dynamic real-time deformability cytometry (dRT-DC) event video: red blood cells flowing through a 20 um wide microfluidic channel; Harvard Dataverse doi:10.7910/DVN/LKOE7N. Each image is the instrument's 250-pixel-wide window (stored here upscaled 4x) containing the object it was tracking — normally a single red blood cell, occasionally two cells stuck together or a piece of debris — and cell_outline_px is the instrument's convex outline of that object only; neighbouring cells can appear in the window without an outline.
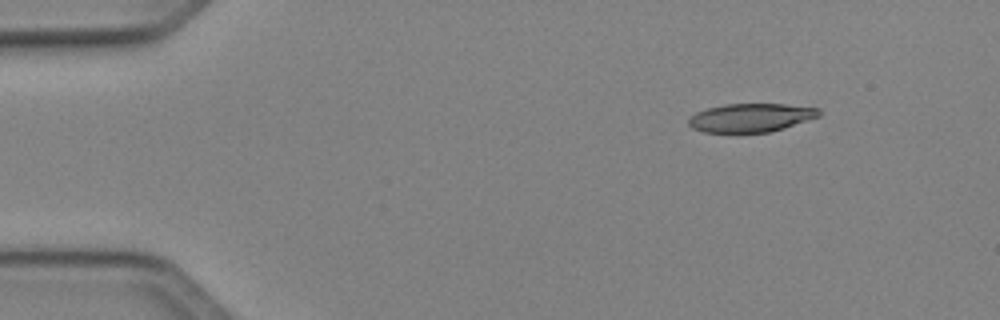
{"species": "Egyptian fruit bat (a non-hibernating species)", "species_latin": "Rousettus aegyptiacus", "temperature_condition": "cold", "stored_images_in_passage": 44, "camera_frame_rate_fps": 3000, "um_per_image_px": 0.085, "animal": {"sex": "female"}, "frame": {"image": 1, "passage_image": 1, "time_ms": 0.0, "image_size_px": [1000, 320], "cell_outline_px": [[820, 116], [768, 132], [704, 132], [692, 128], [688, 124], [688, 120], [696, 112], [708, 108], [724, 104], [784, 104], [820, 108]], "centroid_in_image_um": [63.8, 9.99], "position_along_channel_um": 21.2, "area_um2": 21.39}}
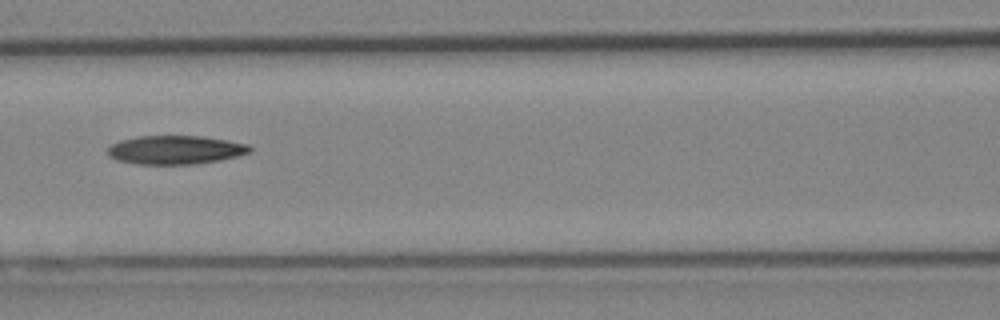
{"frame": {"image": 2, "passage_image": 17, "time_ms": 5.333, "image_size_px": [1000, 320], "cell_outline_px": [[252, 148], [248, 152], [236, 156], [220, 160], [196, 164], [140, 164], [116, 160], [108, 156], [108, 148], [112, 144], [120, 140], [140, 136], [204, 136], [248, 144]], "centroid_in_image_um": [14.89, 12.74], "position_along_channel_um": 151.7, "area_um2": 23.64}}
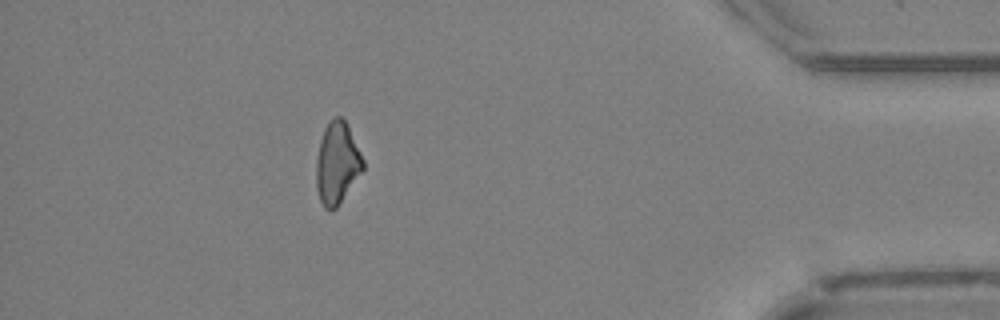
{"frame": {"image": 3, "passage_image": 39, "time_ms": 12.667, "image_size_px": [1000, 320], "cell_outline_px": [[364, 168], [336, 208], [324, 208], [320, 200], [316, 188], [316, 160], [320, 140], [324, 128], [328, 120], [336, 116], [340, 116], [344, 120], [364, 160]], "centroid_in_image_um": [28.63, 13.85], "position_along_channel_um": 406.6, "area_um2": 21.96}, "authors_computed_cell_mechanics": {"area_um2": 23.12, "velocity_mm_per_s": 4.1131, "shape_relaxation_time_tau1_ms": 4.9157, "shape_relaxation_time_tau2_ms": null, "deformation_change_tau1": 0.1269, "deformation_change_tau2": null}}